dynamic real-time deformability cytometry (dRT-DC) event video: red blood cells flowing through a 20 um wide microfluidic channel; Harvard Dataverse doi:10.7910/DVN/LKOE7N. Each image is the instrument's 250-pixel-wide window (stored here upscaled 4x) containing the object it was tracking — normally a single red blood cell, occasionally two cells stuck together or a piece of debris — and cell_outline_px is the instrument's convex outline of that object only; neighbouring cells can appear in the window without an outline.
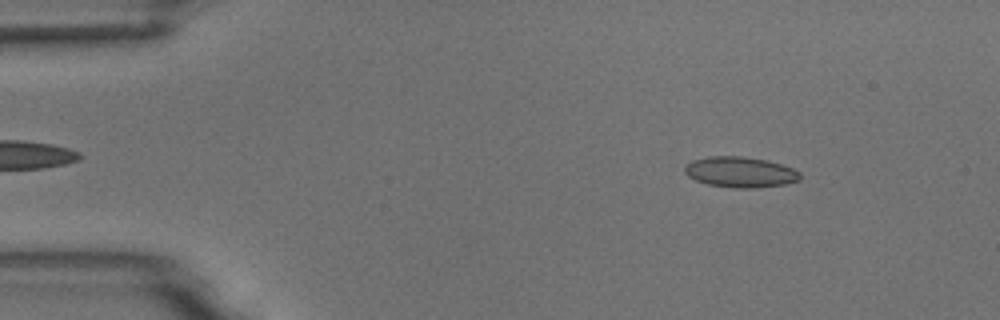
{"species": "common noctule bat (a hibernating species)", "species_latin": "Nyctalus noctula", "temperature_condition": "room temperature", "stored_images_in_passage": 55, "camera_frame_rate_fps": 3000, "um_per_image_px": 0.085, "animal": {"sex": "male", "body_mass_g": 18.8}, "frame": {"image": 1, "passage_image": 8, "time_ms": 2.333, "image_size_px": [1000, 320], "cell_outline_px": [[800, 180], [788, 184], [756, 188], [736, 188], [708, 184], [696, 180], [688, 176], [684, 172], [684, 168], [692, 160], [708, 156], [744, 156], [768, 160], [792, 168], [800, 172]], "centroid_in_image_um": [62.94, 14.63], "position_along_channel_um": 22.1, "area_um2": 20.69}}
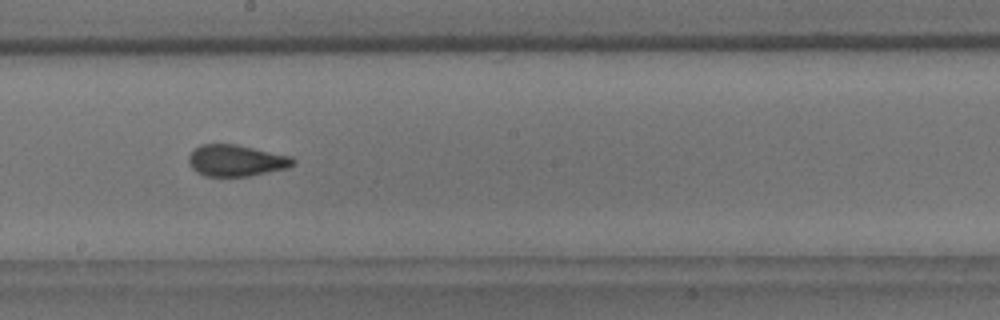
{"frame": {"image": 2, "passage_image": 31, "time_ms": 10.0, "image_size_px": [1000, 320], "cell_outline_px": [[296, 164], [288, 168], [248, 176], [204, 176], [196, 172], [192, 168], [188, 160], [188, 156], [200, 144], [236, 144], [292, 156], [296, 160]], "centroid_in_image_um": [20.1, 13.64], "position_along_channel_um": 228.1, "area_um2": 19.25}}
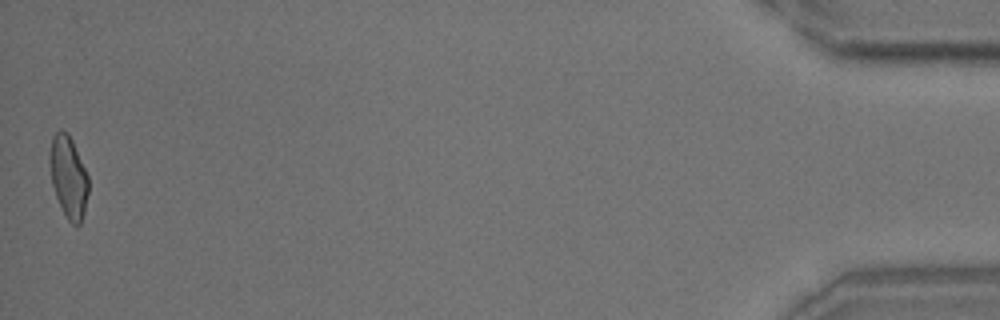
{"frame": {"image": 3, "passage_image": 55, "time_ms": 18.0, "image_size_px": [1000, 320], "cell_outline_px": [[88, 192], [84, 212], [80, 224], [76, 228], [68, 220], [56, 196], [52, 184], [48, 164], [48, 152], [52, 136], [60, 128], [68, 132], [72, 140], [88, 176]], "centroid_in_image_um": [5.79, 15.0], "position_along_channel_um": 429.4, "area_um2": 18.67}, "authors_computed_cell_mechanics": {"area_um2": 19.3052, "velocity_mm_per_s": 3.697, "shape_relaxation_time_tau1_ms": null, "shape_relaxation_time_tau2_ms": 1.0314, "deformation_change_tau1": null, "deformation_change_tau2": 0.0728}}